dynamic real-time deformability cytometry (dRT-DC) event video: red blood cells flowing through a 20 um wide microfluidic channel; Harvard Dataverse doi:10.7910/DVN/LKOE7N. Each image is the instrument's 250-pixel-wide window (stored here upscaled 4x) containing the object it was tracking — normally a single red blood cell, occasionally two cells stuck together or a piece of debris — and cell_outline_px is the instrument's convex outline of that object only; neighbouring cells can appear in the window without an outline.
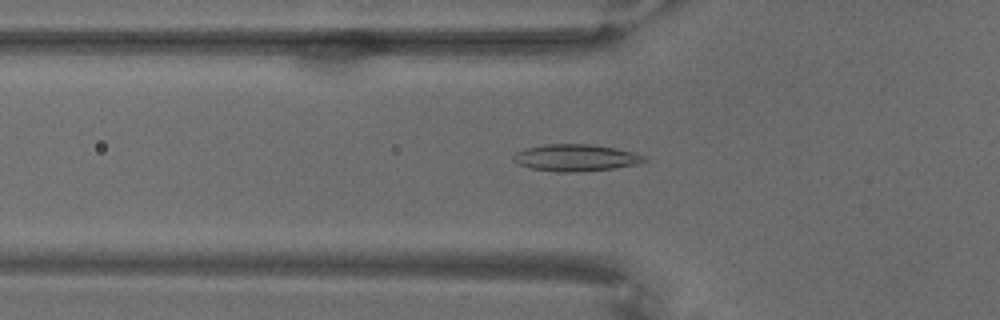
{"species": "common noctule bat (a hibernating species)", "species_latin": "Nyctalus noctula", "temperature_condition": "warm", "stored_images_in_passage": 70, "camera_frame_rate_fps": 3000, "um_per_image_px": 0.085, "animal": {"sex": "male", "body_mass_g": 18.8}, "frame": {"image": 1, "passage_image": 25, "time_ms": 8.0, "image_size_px": [1000, 320], "cell_outline_px": [[648, 160], [640, 164], [616, 168], [580, 172], [556, 172], [532, 168], [516, 164], [512, 160], [512, 156], [516, 152], [524, 148], [544, 144], [588, 144], [616, 148], [632, 152], [644, 156]], "centroid_in_image_um": [48.92, 13.41], "position_along_channel_um": 76.9, "area_um2": 20.75}}
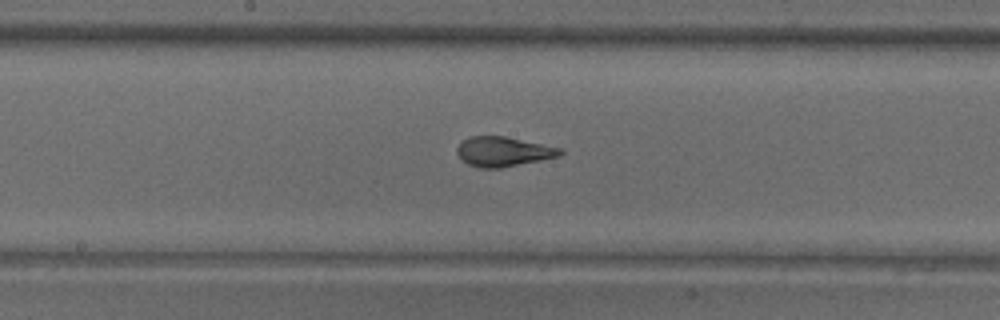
{"frame": {"image": 2, "passage_image": 38, "time_ms": 12.333, "image_size_px": [1000, 320], "cell_outline_px": [[564, 152], [560, 156], [500, 168], [480, 168], [468, 164], [456, 152], [456, 148], [460, 140], [468, 136], [504, 136], [564, 148]], "centroid_in_image_um": [42.78, 12.87], "position_along_channel_um": 205.4, "area_um2": 17.98}}
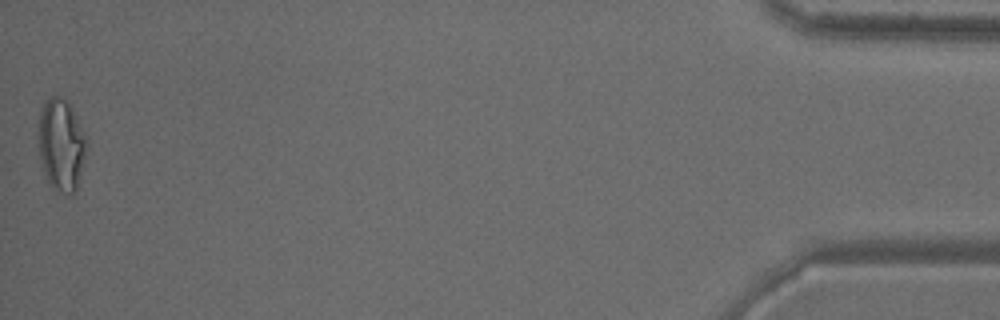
{"frame": {"image": 3, "passage_image": 70, "time_ms": 23.0, "image_size_px": [1000, 320], "cell_outline_px": [[88, 148], [76, 192], [72, 196], [68, 196], [52, 188], [44, 172], [40, 160], [36, 136], [40, 108], [44, 100], [52, 96], [60, 96], [68, 100], [88, 140]], "centroid_in_image_um": [5.2, 12.3], "position_along_channel_um": 430.0, "area_um2": 26.93}}